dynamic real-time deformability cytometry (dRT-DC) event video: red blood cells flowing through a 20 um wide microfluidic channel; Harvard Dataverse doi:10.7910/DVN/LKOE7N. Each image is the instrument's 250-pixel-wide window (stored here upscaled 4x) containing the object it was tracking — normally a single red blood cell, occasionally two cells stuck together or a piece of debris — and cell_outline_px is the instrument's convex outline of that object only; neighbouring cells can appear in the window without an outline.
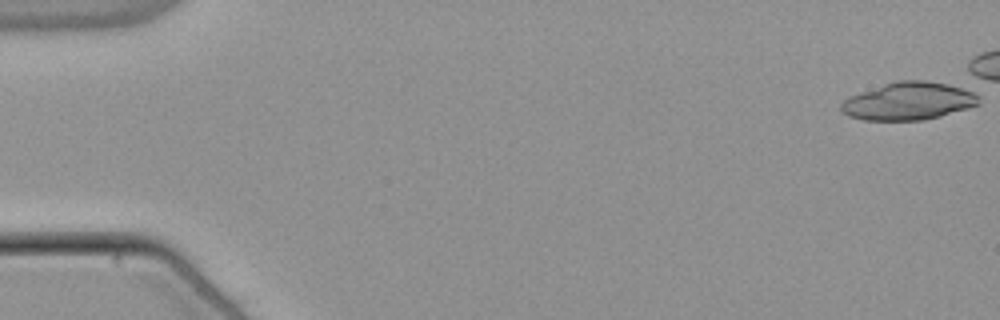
{"species": "common noctule bat (a hibernating species)", "species_latin": "Nyctalus noctula", "temperature_condition": "warm", "stored_images_in_passage": 1, "camera_frame_rate_fps": 3000, "um_per_image_px": 0.085, "animal": {"sex": "male", "body_mass_g": 21.5, "forearm_length_mm": 52.0}, "frame": {"image": 1, "passage_image": 1, "time_ms": 0.0, "image_size_px": [1000, 320], "cell_outline_px": [[980, 104], [968, 108], [940, 116], [924, 120], [864, 120], [848, 116], [840, 112], [840, 104], [848, 96], [896, 80], [924, 80], [972, 88], [980, 96]], "centroid_in_image_um": [77.27, 8.58], "position_along_channel_um": 7.7, "area_um2": 30.81}}